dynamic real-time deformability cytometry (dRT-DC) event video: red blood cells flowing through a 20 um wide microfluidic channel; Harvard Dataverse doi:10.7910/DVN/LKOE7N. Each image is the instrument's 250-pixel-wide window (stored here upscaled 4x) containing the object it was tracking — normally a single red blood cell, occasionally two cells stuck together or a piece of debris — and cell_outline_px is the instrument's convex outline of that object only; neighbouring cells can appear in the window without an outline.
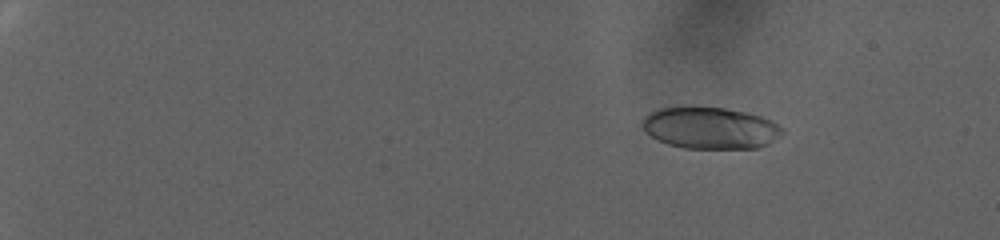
{"species": "human", "species_latin": "Homo sapiens", "temperature_condition": "warm", "stored_images_in_passage": 14, "camera_frame_rate_fps": 3000, "um_per_image_px": 0.085, "donor": {"sex": "female"}, "frame": {"image": 1, "passage_image": 5, "time_ms": 1.333, "image_size_px": [1000, 240], "cell_outline_px": [[784, 132], [780, 136], [768, 144], [760, 148], [684, 148], [668, 144], [652, 136], [640, 124], [644, 116], [660, 108], [724, 108], [748, 112], [772, 120], [784, 128]], "centroid_in_image_um": [60.43, 10.89], "position_along_channel_um": 24.6, "area_um2": 33.76}}
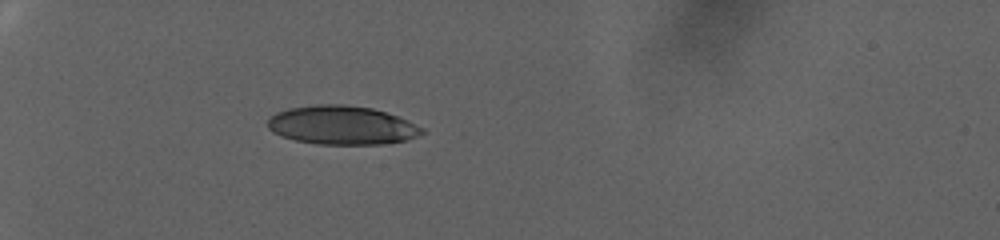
{"frame": {"image": 2, "passage_image": 10, "time_ms": 3.0, "image_size_px": [1000, 240], "cell_outline_px": [[424, 132], [420, 136], [404, 140], [384, 144], [316, 144], [296, 140], [272, 132], [268, 128], [268, 120], [276, 112], [288, 108], [316, 104], [344, 104], [372, 108], [400, 116], [424, 128]], "centroid_in_image_um": [29.09, 10.63], "position_along_channel_um": 55.9, "area_um2": 34.97}}
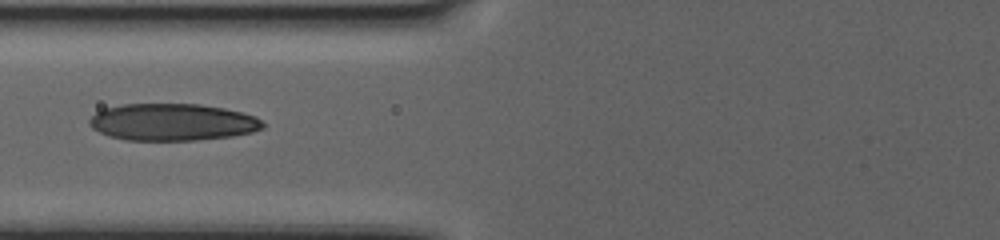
{"frame": {"image": 3, "passage_image": 13, "time_ms": 4.0, "image_size_px": [1000, 240], "cell_outline_px": [[264, 128], [252, 132], [232, 136], [196, 140], [128, 140], [108, 136], [92, 128], [88, 124], [88, 120], [96, 112], [104, 108], [124, 104], [200, 104], [224, 108], [256, 116], [264, 124]], "centroid_in_image_um": [14.64, 10.38], "position_along_channel_um": 111.2, "area_um2": 37.45}}